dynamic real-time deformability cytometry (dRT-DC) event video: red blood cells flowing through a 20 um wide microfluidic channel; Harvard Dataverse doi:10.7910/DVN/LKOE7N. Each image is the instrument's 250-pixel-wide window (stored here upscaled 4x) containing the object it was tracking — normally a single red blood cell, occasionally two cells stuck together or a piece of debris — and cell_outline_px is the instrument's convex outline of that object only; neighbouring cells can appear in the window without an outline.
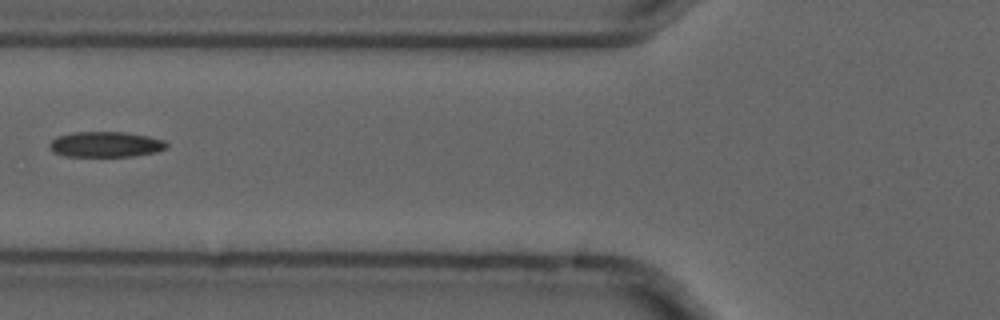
{"species": "common noctule bat (a hibernating species)", "species_latin": "Nyctalus noctula", "temperature_condition": "cold", "stored_images_in_passage": 3, "camera_frame_rate_fps": 3000, "um_per_image_px": 0.085, "animal": {"sex": "male", "forearm_length_mm": 52.5}, "frame": {"image": 1, "passage_image": 3, "time_ms": 0.667, "image_size_px": [1000, 320], "cell_outline_px": [[168, 148], [156, 152], [132, 156], [64, 156], [52, 152], [48, 148], [48, 144], [56, 136], [72, 132], [124, 132], [148, 136], [164, 140], [168, 144]], "centroid_in_image_um": [8.95, 12.27], "position_along_channel_um": 116.9, "area_um2": 17.57}}